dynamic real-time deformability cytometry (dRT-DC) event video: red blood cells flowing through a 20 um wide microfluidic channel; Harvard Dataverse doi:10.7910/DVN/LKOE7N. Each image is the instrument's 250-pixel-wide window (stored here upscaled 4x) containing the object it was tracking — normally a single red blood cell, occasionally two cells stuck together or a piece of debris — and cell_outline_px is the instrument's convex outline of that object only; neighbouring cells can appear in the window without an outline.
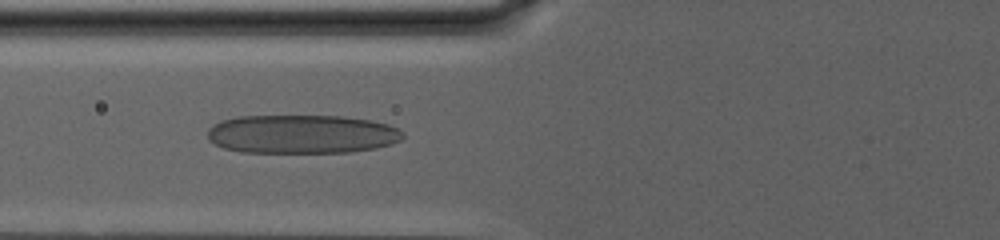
{"species": "human", "species_latin": "Homo sapiens", "temperature_condition": "warm", "stored_images_in_passage": 87, "camera_frame_rate_fps": 3000, "um_per_image_px": 0.085, "donor": {"sex": "male"}, "frame": {"image": 1, "passage_image": 39, "time_ms": 12.667, "image_size_px": [1000, 240], "cell_outline_px": [[404, 136], [400, 140], [392, 144], [376, 148], [348, 152], [240, 152], [224, 148], [208, 140], [208, 128], [212, 124], [236, 116], [340, 116], [372, 120], [388, 124], [404, 132]], "centroid_in_image_um": [25.66, 11.4], "position_along_channel_um": 100.1, "area_um2": 44.22}}
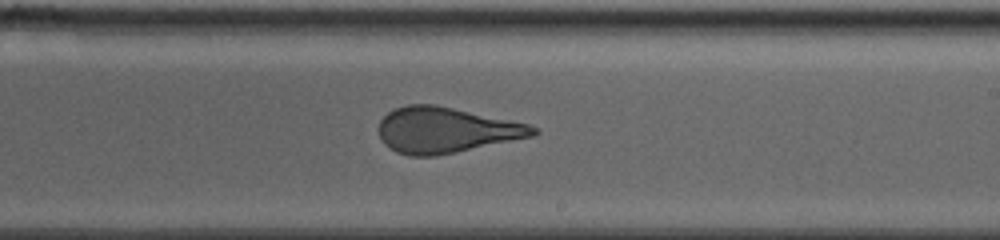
{"frame": {"image": 2, "passage_image": 57, "time_ms": 18.667, "image_size_px": [1000, 240], "cell_outline_px": [[540, 132], [536, 136], [436, 156], [408, 156], [396, 152], [388, 148], [380, 140], [380, 120], [388, 112], [396, 108], [408, 104], [436, 104], [528, 124], [540, 128]], "centroid_in_image_um": [37.92, 11.07], "position_along_channel_um": 251.1, "area_um2": 41.27}}
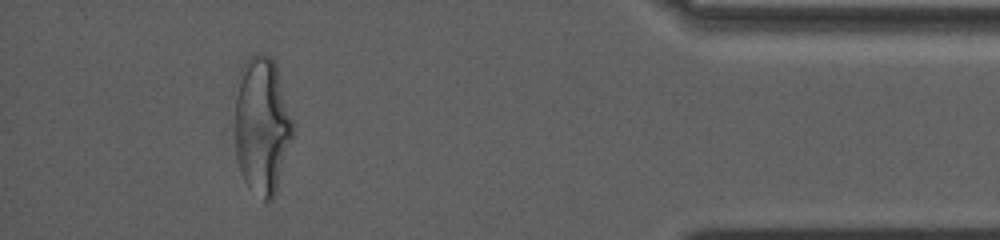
{"frame": {"image": 3, "passage_image": 81, "time_ms": 26.667, "image_size_px": [1000, 240], "cell_outline_px": [[296, 124], [292, 140], [276, 192], [272, 200], [268, 204], [244, 180], [240, 172], [236, 156], [236, 96], [240, 72], [244, 64], [252, 56], [260, 52], [268, 56], [272, 60], [276, 68]], "centroid_in_image_um": [22.31, 10.7], "position_along_channel_um": 412.9, "area_um2": 46.12}, "authors_computed_cell_mechanics": {"area_um2": 46.4134, "velocity_mm_per_s": 2.5159, "shape_relaxation_time_tau1_ms": null, "shape_relaxation_time_tau2_ms": 1.3371, "deformation_change_tau1": null, "deformation_change_tau2": 0.1051}}